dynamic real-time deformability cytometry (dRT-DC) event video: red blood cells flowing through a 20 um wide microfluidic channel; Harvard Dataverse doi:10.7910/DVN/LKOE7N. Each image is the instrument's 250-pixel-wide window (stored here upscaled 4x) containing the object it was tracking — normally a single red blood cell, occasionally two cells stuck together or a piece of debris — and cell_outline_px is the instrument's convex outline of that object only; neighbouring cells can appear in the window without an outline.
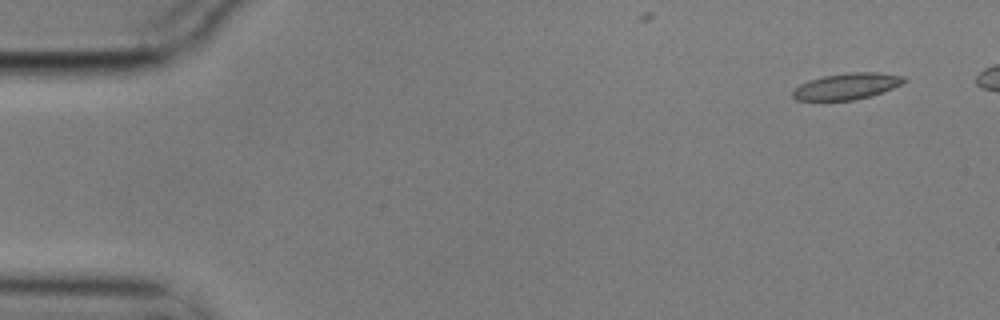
{"species": "common noctule bat (a hibernating species)", "species_latin": "Nyctalus noctula", "temperature_condition": "cold", "stored_images_in_passage": 4, "camera_frame_rate_fps": 3000, "um_per_image_px": 0.085, "animal": {"sex": "male", "body_mass_g": 17.9}, "frame": {"image": 1, "passage_image": 1, "time_ms": 0.0, "image_size_px": [1000, 320], "cell_outline_px": [[908, 80], [892, 88], [872, 96], [852, 100], [796, 100], [792, 96], [792, 92], [800, 84], [808, 80], [824, 76], [848, 72], [876, 72], [904, 76]], "centroid_in_image_um": [71.98, 7.33], "position_along_channel_um": 13.0, "area_um2": 16.99}}